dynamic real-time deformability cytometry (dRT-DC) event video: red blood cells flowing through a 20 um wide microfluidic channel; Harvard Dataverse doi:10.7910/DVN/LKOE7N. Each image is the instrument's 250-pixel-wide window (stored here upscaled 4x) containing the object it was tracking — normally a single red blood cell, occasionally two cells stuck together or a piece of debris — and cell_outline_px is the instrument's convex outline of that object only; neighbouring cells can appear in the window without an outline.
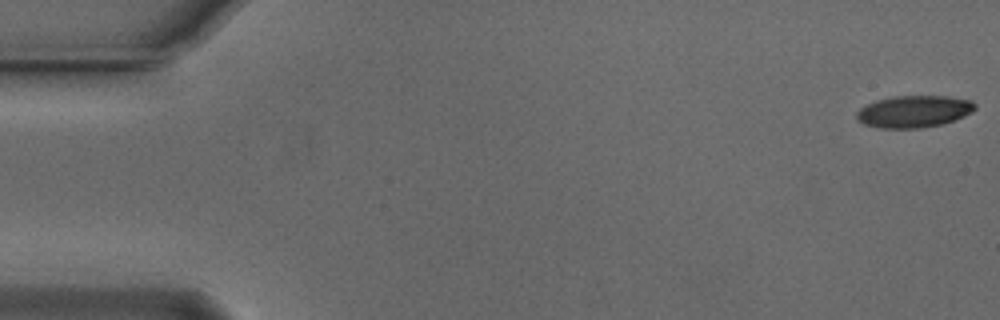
{"species": "Egyptian fruit bat (a non-hibernating species)", "species_latin": "Rousettus aegyptiacus", "temperature_condition": "cold", "stored_images_in_passage": 55, "camera_frame_rate_fps": 3000, "um_per_image_px": 0.085, "animal": {"sex": "male"}, "frame": {"image": 1, "passage_image": 1, "time_ms": 0.0, "image_size_px": [1000, 320], "cell_outline_px": [[976, 108], [972, 112], [964, 116], [940, 124], [920, 128], [884, 128], [864, 124], [856, 120], [856, 112], [860, 108], [876, 100], [892, 96], [948, 96], [972, 100], [976, 104]], "centroid_in_image_um": [77.68, 9.46], "position_along_channel_um": 7.3, "area_um2": 22.02}}
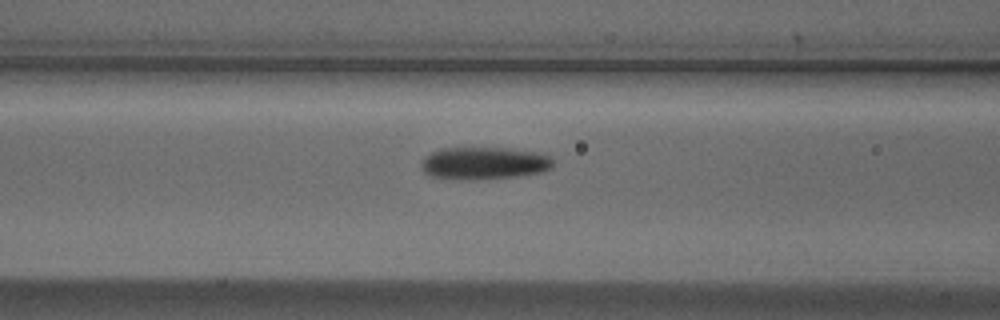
{"frame": {"image": 2, "passage_image": 22, "time_ms": 7.0, "image_size_px": [1000, 320], "cell_outline_px": [[552, 168], [544, 172], [516, 176], [476, 180], [460, 180], [428, 176], [424, 172], [420, 164], [420, 160], [424, 156], [440, 148], [512, 148], [548, 152], [552, 156]], "centroid_in_image_um": [41.18, 13.86], "position_along_channel_um": 125.4, "area_um2": 25.72}}
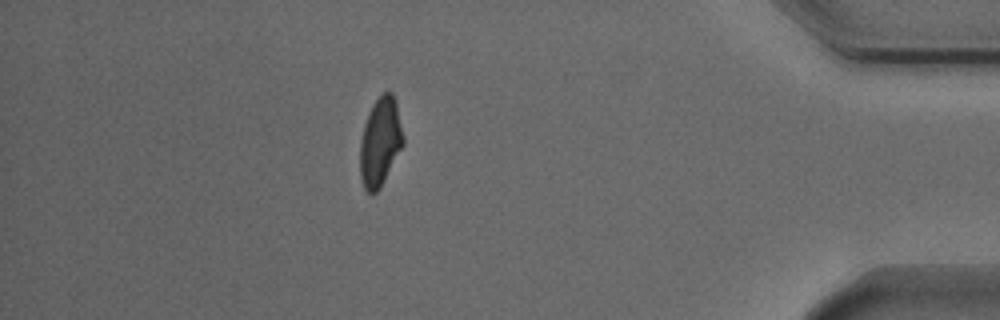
{"frame": {"image": 3, "passage_image": 48, "time_ms": 15.667, "image_size_px": [1000, 320], "cell_outline_px": [[404, 144], [380, 188], [376, 192], [368, 192], [364, 188], [360, 180], [360, 140], [364, 124], [372, 104], [384, 92], [392, 92], [396, 100], [404, 136]], "centroid_in_image_um": [32.32, 12.05], "position_along_channel_um": 402.9, "area_um2": 22.37}, "authors_computed_cell_mechanics": {"area_um2": 23.5824, "velocity_mm_per_s": 3.7472, "shape_relaxation_time_tau1_ms": 4.7971, "shape_relaxation_time_tau2_ms": 3.773, "deformation_change_tau1": 0.1644, "deformation_change_tau2": 0.097}}